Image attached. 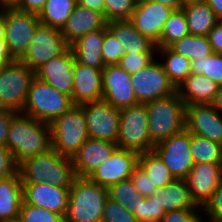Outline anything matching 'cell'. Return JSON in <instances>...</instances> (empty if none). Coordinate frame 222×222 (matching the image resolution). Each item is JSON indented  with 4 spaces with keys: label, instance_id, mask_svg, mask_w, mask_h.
Here are the masks:
<instances>
[{
    "label": "cell",
    "instance_id": "obj_49",
    "mask_svg": "<svg viewBox=\"0 0 222 222\" xmlns=\"http://www.w3.org/2000/svg\"><path fill=\"white\" fill-rule=\"evenodd\" d=\"M207 37L213 53L222 55V21L217 22Z\"/></svg>",
    "mask_w": 222,
    "mask_h": 222
},
{
    "label": "cell",
    "instance_id": "obj_43",
    "mask_svg": "<svg viewBox=\"0 0 222 222\" xmlns=\"http://www.w3.org/2000/svg\"><path fill=\"white\" fill-rule=\"evenodd\" d=\"M102 222H138L126 208L108 198L102 213Z\"/></svg>",
    "mask_w": 222,
    "mask_h": 222
},
{
    "label": "cell",
    "instance_id": "obj_20",
    "mask_svg": "<svg viewBox=\"0 0 222 222\" xmlns=\"http://www.w3.org/2000/svg\"><path fill=\"white\" fill-rule=\"evenodd\" d=\"M75 56L71 48L35 70V77L72 97Z\"/></svg>",
    "mask_w": 222,
    "mask_h": 222
},
{
    "label": "cell",
    "instance_id": "obj_16",
    "mask_svg": "<svg viewBox=\"0 0 222 222\" xmlns=\"http://www.w3.org/2000/svg\"><path fill=\"white\" fill-rule=\"evenodd\" d=\"M185 129L222 145V114L213 104L187 105Z\"/></svg>",
    "mask_w": 222,
    "mask_h": 222
},
{
    "label": "cell",
    "instance_id": "obj_26",
    "mask_svg": "<svg viewBox=\"0 0 222 222\" xmlns=\"http://www.w3.org/2000/svg\"><path fill=\"white\" fill-rule=\"evenodd\" d=\"M107 28L124 48V54L156 52V44L142 35L129 20L111 21Z\"/></svg>",
    "mask_w": 222,
    "mask_h": 222
},
{
    "label": "cell",
    "instance_id": "obj_31",
    "mask_svg": "<svg viewBox=\"0 0 222 222\" xmlns=\"http://www.w3.org/2000/svg\"><path fill=\"white\" fill-rule=\"evenodd\" d=\"M76 4V0H47L38 14L40 23L61 30Z\"/></svg>",
    "mask_w": 222,
    "mask_h": 222
},
{
    "label": "cell",
    "instance_id": "obj_7",
    "mask_svg": "<svg viewBox=\"0 0 222 222\" xmlns=\"http://www.w3.org/2000/svg\"><path fill=\"white\" fill-rule=\"evenodd\" d=\"M146 103H138L120 110V127L117 147L132 150L138 154L151 151V142L147 128Z\"/></svg>",
    "mask_w": 222,
    "mask_h": 222
},
{
    "label": "cell",
    "instance_id": "obj_59",
    "mask_svg": "<svg viewBox=\"0 0 222 222\" xmlns=\"http://www.w3.org/2000/svg\"><path fill=\"white\" fill-rule=\"evenodd\" d=\"M136 4L144 3V2H149L151 0H135Z\"/></svg>",
    "mask_w": 222,
    "mask_h": 222
},
{
    "label": "cell",
    "instance_id": "obj_2",
    "mask_svg": "<svg viewBox=\"0 0 222 222\" xmlns=\"http://www.w3.org/2000/svg\"><path fill=\"white\" fill-rule=\"evenodd\" d=\"M17 171L22 183L47 182L57 187H71L76 178L72 160L53 148L25 159Z\"/></svg>",
    "mask_w": 222,
    "mask_h": 222
},
{
    "label": "cell",
    "instance_id": "obj_28",
    "mask_svg": "<svg viewBox=\"0 0 222 222\" xmlns=\"http://www.w3.org/2000/svg\"><path fill=\"white\" fill-rule=\"evenodd\" d=\"M181 9L192 35L207 36L219 21L204 0L185 2Z\"/></svg>",
    "mask_w": 222,
    "mask_h": 222
},
{
    "label": "cell",
    "instance_id": "obj_48",
    "mask_svg": "<svg viewBox=\"0 0 222 222\" xmlns=\"http://www.w3.org/2000/svg\"><path fill=\"white\" fill-rule=\"evenodd\" d=\"M17 113L10 109L0 108V144L3 146H6L10 124Z\"/></svg>",
    "mask_w": 222,
    "mask_h": 222
},
{
    "label": "cell",
    "instance_id": "obj_4",
    "mask_svg": "<svg viewBox=\"0 0 222 222\" xmlns=\"http://www.w3.org/2000/svg\"><path fill=\"white\" fill-rule=\"evenodd\" d=\"M147 128L151 142L155 145L185 129V110L178 93L146 103Z\"/></svg>",
    "mask_w": 222,
    "mask_h": 222
},
{
    "label": "cell",
    "instance_id": "obj_3",
    "mask_svg": "<svg viewBox=\"0 0 222 222\" xmlns=\"http://www.w3.org/2000/svg\"><path fill=\"white\" fill-rule=\"evenodd\" d=\"M107 188L88 178L76 177L70 187L64 222H102Z\"/></svg>",
    "mask_w": 222,
    "mask_h": 222
},
{
    "label": "cell",
    "instance_id": "obj_9",
    "mask_svg": "<svg viewBox=\"0 0 222 222\" xmlns=\"http://www.w3.org/2000/svg\"><path fill=\"white\" fill-rule=\"evenodd\" d=\"M35 71L14 60L0 71V108L21 112Z\"/></svg>",
    "mask_w": 222,
    "mask_h": 222
},
{
    "label": "cell",
    "instance_id": "obj_55",
    "mask_svg": "<svg viewBox=\"0 0 222 222\" xmlns=\"http://www.w3.org/2000/svg\"><path fill=\"white\" fill-rule=\"evenodd\" d=\"M212 104L220 113L222 112V85L219 87L215 100Z\"/></svg>",
    "mask_w": 222,
    "mask_h": 222
},
{
    "label": "cell",
    "instance_id": "obj_29",
    "mask_svg": "<svg viewBox=\"0 0 222 222\" xmlns=\"http://www.w3.org/2000/svg\"><path fill=\"white\" fill-rule=\"evenodd\" d=\"M157 198L165 212L179 209H202L193 202L184 179H175L158 189Z\"/></svg>",
    "mask_w": 222,
    "mask_h": 222
},
{
    "label": "cell",
    "instance_id": "obj_33",
    "mask_svg": "<svg viewBox=\"0 0 222 222\" xmlns=\"http://www.w3.org/2000/svg\"><path fill=\"white\" fill-rule=\"evenodd\" d=\"M169 48L190 61L213 54L207 36L188 34L180 40L175 41Z\"/></svg>",
    "mask_w": 222,
    "mask_h": 222
},
{
    "label": "cell",
    "instance_id": "obj_54",
    "mask_svg": "<svg viewBox=\"0 0 222 222\" xmlns=\"http://www.w3.org/2000/svg\"><path fill=\"white\" fill-rule=\"evenodd\" d=\"M159 3H162L163 5H166L173 10L181 9L182 6L185 4V0H154Z\"/></svg>",
    "mask_w": 222,
    "mask_h": 222
},
{
    "label": "cell",
    "instance_id": "obj_37",
    "mask_svg": "<svg viewBox=\"0 0 222 222\" xmlns=\"http://www.w3.org/2000/svg\"><path fill=\"white\" fill-rule=\"evenodd\" d=\"M191 73L202 74L222 85V55L213 53L210 56L198 58L191 61Z\"/></svg>",
    "mask_w": 222,
    "mask_h": 222
},
{
    "label": "cell",
    "instance_id": "obj_25",
    "mask_svg": "<svg viewBox=\"0 0 222 222\" xmlns=\"http://www.w3.org/2000/svg\"><path fill=\"white\" fill-rule=\"evenodd\" d=\"M104 41V28L84 34L70 45L79 64H84L97 69L105 67L102 58Z\"/></svg>",
    "mask_w": 222,
    "mask_h": 222
},
{
    "label": "cell",
    "instance_id": "obj_53",
    "mask_svg": "<svg viewBox=\"0 0 222 222\" xmlns=\"http://www.w3.org/2000/svg\"><path fill=\"white\" fill-rule=\"evenodd\" d=\"M214 11L216 18L222 21V0H204Z\"/></svg>",
    "mask_w": 222,
    "mask_h": 222
},
{
    "label": "cell",
    "instance_id": "obj_58",
    "mask_svg": "<svg viewBox=\"0 0 222 222\" xmlns=\"http://www.w3.org/2000/svg\"><path fill=\"white\" fill-rule=\"evenodd\" d=\"M3 222H24V221L22 220V218L20 216H18L16 218L9 219V220L3 221Z\"/></svg>",
    "mask_w": 222,
    "mask_h": 222
},
{
    "label": "cell",
    "instance_id": "obj_5",
    "mask_svg": "<svg viewBox=\"0 0 222 222\" xmlns=\"http://www.w3.org/2000/svg\"><path fill=\"white\" fill-rule=\"evenodd\" d=\"M73 105L71 96L34 77L20 113L50 124Z\"/></svg>",
    "mask_w": 222,
    "mask_h": 222
},
{
    "label": "cell",
    "instance_id": "obj_44",
    "mask_svg": "<svg viewBox=\"0 0 222 222\" xmlns=\"http://www.w3.org/2000/svg\"><path fill=\"white\" fill-rule=\"evenodd\" d=\"M130 180L142 197L147 198L158 191L156 185H153L150 180V176L139 165L133 169Z\"/></svg>",
    "mask_w": 222,
    "mask_h": 222
},
{
    "label": "cell",
    "instance_id": "obj_39",
    "mask_svg": "<svg viewBox=\"0 0 222 222\" xmlns=\"http://www.w3.org/2000/svg\"><path fill=\"white\" fill-rule=\"evenodd\" d=\"M136 5L135 0H105L104 19L107 23L129 20Z\"/></svg>",
    "mask_w": 222,
    "mask_h": 222
},
{
    "label": "cell",
    "instance_id": "obj_50",
    "mask_svg": "<svg viewBox=\"0 0 222 222\" xmlns=\"http://www.w3.org/2000/svg\"><path fill=\"white\" fill-rule=\"evenodd\" d=\"M47 0H20L16 9L24 12L39 14Z\"/></svg>",
    "mask_w": 222,
    "mask_h": 222
},
{
    "label": "cell",
    "instance_id": "obj_6",
    "mask_svg": "<svg viewBox=\"0 0 222 222\" xmlns=\"http://www.w3.org/2000/svg\"><path fill=\"white\" fill-rule=\"evenodd\" d=\"M50 128L52 148L70 158L89 138L86 116L81 105H73L51 122Z\"/></svg>",
    "mask_w": 222,
    "mask_h": 222
},
{
    "label": "cell",
    "instance_id": "obj_12",
    "mask_svg": "<svg viewBox=\"0 0 222 222\" xmlns=\"http://www.w3.org/2000/svg\"><path fill=\"white\" fill-rule=\"evenodd\" d=\"M131 82L138 103H147L176 93V88L156 58L143 69L131 74Z\"/></svg>",
    "mask_w": 222,
    "mask_h": 222
},
{
    "label": "cell",
    "instance_id": "obj_8",
    "mask_svg": "<svg viewBox=\"0 0 222 222\" xmlns=\"http://www.w3.org/2000/svg\"><path fill=\"white\" fill-rule=\"evenodd\" d=\"M0 13L5 23L4 41L8 51L14 60H19L40 24L38 14L20 11L15 7H2Z\"/></svg>",
    "mask_w": 222,
    "mask_h": 222
},
{
    "label": "cell",
    "instance_id": "obj_32",
    "mask_svg": "<svg viewBox=\"0 0 222 222\" xmlns=\"http://www.w3.org/2000/svg\"><path fill=\"white\" fill-rule=\"evenodd\" d=\"M138 165L150 176L153 185H156L158 189L175 180V177L154 150L140 153Z\"/></svg>",
    "mask_w": 222,
    "mask_h": 222
},
{
    "label": "cell",
    "instance_id": "obj_57",
    "mask_svg": "<svg viewBox=\"0 0 222 222\" xmlns=\"http://www.w3.org/2000/svg\"><path fill=\"white\" fill-rule=\"evenodd\" d=\"M5 39V23L4 20L1 18V13H0V40Z\"/></svg>",
    "mask_w": 222,
    "mask_h": 222
},
{
    "label": "cell",
    "instance_id": "obj_18",
    "mask_svg": "<svg viewBox=\"0 0 222 222\" xmlns=\"http://www.w3.org/2000/svg\"><path fill=\"white\" fill-rule=\"evenodd\" d=\"M184 180L195 205L203 208L221 184L220 163L195 164Z\"/></svg>",
    "mask_w": 222,
    "mask_h": 222
},
{
    "label": "cell",
    "instance_id": "obj_38",
    "mask_svg": "<svg viewBox=\"0 0 222 222\" xmlns=\"http://www.w3.org/2000/svg\"><path fill=\"white\" fill-rule=\"evenodd\" d=\"M165 211L158 203L157 193L137 200L135 217L138 222H161Z\"/></svg>",
    "mask_w": 222,
    "mask_h": 222
},
{
    "label": "cell",
    "instance_id": "obj_45",
    "mask_svg": "<svg viewBox=\"0 0 222 222\" xmlns=\"http://www.w3.org/2000/svg\"><path fill=\"white\" fill-rule=\"evenodd\" d=\"M203 216L207 217L209 222L222 221V183L212 194L211 199L202 208Z\"/></svg>",
    "mask_w": 222,
    "mask_h": 222
},
{
    "label": "cell",
    "instance_id": "obj_19",
    "mask_svg": "<svg viewBox=\"0 0 222 222\" xmlns=\"http://www.w3.org/2000/svg\"><path fill=\"white\" fill-rule=\"evenodd\" d=\"M23 201L65 216L70 187H57L47 182L22 183Z\"/></svg>",
    "mask_w": 222,
    "mask_h": 222
},
{
    "label": "cell",
    "instance_id": "obj_46",
    "mask_svg": "<svg viewBox=\"0 0 222 222\" xmlns=\"http://www.w3.org/2000/svg\"><path fill=\"white\" fill-rule=\"evenodd\" d=\"M202 209H179L165 212L161 222H207L203 220Z\"/></svg>",
    "mask_w": 222,
    "mask_h": 222
},
{
    "label": "cell",
    "instance_id": "obj_15",
    "mask_svg": "<svg viewBox=\"0 0 222 222\" xmlns=\"http://www.w3.org/2000/svg\"><path fill=\"white\" fill-rule=\"evenodd\" d=\"M102 99L121 110L138 104L131 82V74L118 64L106 65L102 70Z\"/></svg>",
    "mask_w": 222,
    "mask_h": 222
},
{
    "label": "cell",
    "instance_id": "obj_22",
    "mask_svg": "<svg viewBox=\"0 0 222 222\" xmlns=\"http://www.w3.org/2000/svg\"><path fill=\"white\" fill-rule=\"evenodd\" d=\"M102 70L79 64L75 61L73 69L72 102L82 105L87 102L98 101L103 95Z\"/></svg>",
    "mask_w": 222,
    "mask_h": 222
},
{
    "label": "cell",
    "instance_id": "obj_30",
    "mask_svg": "<svg viewBox=\"0 0 222 222\" xmlns=\"http://www.w3.org/2000/svg\"><path fill=\"white\" fill-rule=\"evenodd\" d=\"M156 53L164 57L159 62L168 75L170 82L177 89L191 74V61L172 51L169 47L157 48ZM166 57V58H165ZM165 60V61H164Z\"/></svg>",
    "mask_w": 222,
    "mask_h": 222
},
{
    "label": "cell",
    "instance_id": "obj_23",
    "mask_svg": "<svg viewBox=\"0 0 222 222\" xmlns=\"http://www.w3.org/2000/svg\"><path fill=\"white\" fill-rule=\"evenodd\" d=\"M106 25L107 22L102 13L76 4L71 16L61 29V33L66 42L71 45L84 34L103 29Z\"/></svg>",
    "mask_w": 222,
    "mask_h": 222
},
{
    "label": "cell",
    "instance_id": "obj_52",
    "mask_svg": "<svg viewBox=\"0 0 222 222\" xmlns=\"http://www.w3.org/2000/svg\"><path fill=\"white\" fill-rule=\"evenodd\" d=\"M77 4L85 6L93 11L100 12L104 16L105 0H76Z\"/></svg>",
    "mask_w": 222,
    "mask_h": 222
},
{
    "label": "cell",
    "instance_id": "obj_10",
    "mask_svg": "<svg viewBox=\"0 0 222 222\" xmlns=\"http://www.w3.org/2000/svg\"><path fill=\"white\" fill-rule=\"evenodd\" d=\"M69 48L70 45L64 39L60 29L40 23L19 61L35 71L44 63L64 54Z\"/></svg>",
    "mask_w": 222,
    "mask_h": 222
},
{
    "label": "cell",
    "instance_id": "obj_42",
    "mask_svg": "<svg viewBox=\"0 0 222 222\" xmlns=\"http://www.w3.org/2000/svg\"><path fill=\"white\" fill-rule=\"evenodd\" d=\"M156 54V52L124 54L118 65L129 74H133L150 64L156 58Z\"/></svg>",
    "mask_w": 222,
    "mask_h": 222
},
{
    "label": "cell",
    "instance_id": "obj_14",
    "mask_svg": "<svg viewBox=\"0 0 222 222\" xmlns=\"http://www.w3.org/2000/svg\"><path fill=\"white\" fill-rule=\"evenodd\" d=\"M138 155L135 151L117 147L87 178L107 189L115 183L128 180L138 165Z\"/></svg>",
    "mask_w": 222,
    "mask_h": 222
},
{
    "label": "cell",
    "instance_id": "obj_61",
    "mask_svg": "<svg viewBox=\"0 0 222 222\" xmlns=\"http://www.w3.org/2000/svg\"><path fill=\"white\" fill-rule=\"evenodd\" d=\"M190 1H199V0H185V2H190Z\"/></svg>",
    "mask_w": 222,
    "mask_h": 222
},
{
    "label": "cell",
    "instance_id": "obj_35",
    "mask_svg": "<svg viewBox=\"0 0 222 222\" xmlns=\"http://www.w3.org/2000/svg\"><path fill=\"white\" fill-rule=\"evenodd\" d=\"M190 151L195 164L222 162V145L208 138L191 134Z\"/></svg>",
    "mask_w": 222,
    "mask_h": 222
},
{
    "label": "cell",
    "instance_id": "obj_60",
    "mask_svg": "<svg viewBox=\"0 0 222 222\" xmlns=\"http://www.w3.org/2000/svg\"><path fill=\"white\" fill-rule=\"evenodd\" d=\"M220 177H221V183H222V162L220 163Z\"/></svg>",
    "mask_w": 222,
    "mask_h": 222
},
{
    "label": "cell",
    "instance_id": "obj_17",
    "mask_svg": "<svg viewBox=\"0 0 222 222\" xmlns=\"http://www.w3.org/2000/svg\"><path fill=\"white\" fill-rule=\"evenodd\" d=\"M173 11L172 8L151 0L137 4L129 21L142 35L157 44L164 24Z\"/></svg>",
    "mask_w": 222,
    "mask_h": 222
},
{
    "label": "cell",
    "instance_id": "obj_13",
    "mask_svg": "<svg viewBox=\"0 0 222 222\" xmlns=\"http://www.w3.org/2000/svg\"><path fill=\"white\" fill-rule=\"evenodd\" d=\"M86 116L89 138L117 142L120 110L101 99L81 105Z\"/></svg>",
    "mask_w": 222,
    "mask_h": 222
},
{
    "label": "cell",
    "instance_id": "obj_47",
    "mask_svg": "<svg viewBox=\"0 0 222 222\" xmlns=\"http://www.w3.org/2000/svg\"><path fill=\"white\" fill-rule=\"evenodd\" d=\"M18 165L14 162L11 152L0 144V179L7 178L17 172Z\"/></svg>",
    "mask_w": 222,
    "mask_h": 222
},
{
    "label": "cell",
    "instance_id": "obj_21",
    "mask_svg": "<svg viewBox=\"0 0 222 222\" xmlns=\"http://www.w3.org/2000/svg\"><path fill=\"white\" fill-rule=\"evenodd\" d=\"M116 148L117 143L88 138L71 156L76 177L87 178L111 156Z\"/></svg>",
    "mask_w": 222,
    "mask_h": 222
},
{
    "label": "cell",
    "instance_id": "obj_1",
    "mask_svg": "<svg viewBox=\"0 0 222 222\" xmlns=\"http://www.w3.org/2000/svg\"><path fill=\"white\" fill-rule=\"evenodd\" d=\"M6 147L18 165L52 148L50 124L18 112L11 121Z\"/></svg>",
    "mask_w": 222,
    "mask_h": 222
},
{
    "label": "cell",
    "instance_id": "obj_34",
    "mask_svg": "<svg viewBox=\"0 0 222 222\" xmlns=\"http://www.w3.org/2000/svg\"><path fill=\"white\" fill-rule=\"evenodd\" d=\"M190 34L187 20L182 9L174 10L164 24L157 48L169 47L175 41Z\"/></svg>",
    "mask_w": 222,
    "mask_h": 222
},
{
    "label": "cell",
    "instance_id": "obj_40",
    "mask_svg": "<svg viewBox=\"0 0 222 222\" xmlns=\"http://www.w3.org/2000/svg\"><path fill=\"white\" fill-rule=\"evenodd\" d=\"M19 216L24 222H64V217L47 209L26 204L21 205Z\"/></svg>",
    "mask_w": 222,
    "mask_h": 222
},
{
    "label": "cell",
    "instance_id": "obj_36",
    "mask_svg": "<svg viewBox=\"0 0 222 222\" xmlns=\"http://www.w3.org/2000/svg\"><path fill=\"white\" fill-rule=\"evenodd\" d=\"M108 198L118 202L126 208L130 213L135 215L137 200L141 198V194L135 188L130 179L120 181L110 186L108 189Z\"/></svg>",
    "mask_w": 222,
    "mask_h": 222
},
{
    "label": "cell",
    "instance_id": "obj_27",
    "mask_svg": "<svg viewBox=\"0 0 222 222\" xmlns=\"http://www.w3.org/2000/svg\"><path fill=\"white\" fill-rule=\"evenodd\" d=\"M23 202V185L18 171L0 179V222L19 216Z\"/></svg>",
    "mask_w": 222,
    "mask_h": 222
},
{
    "label": "cell",
    "instance_id": "obj_51",
    "mask_svg": "<svg viewBox=\"0 0 222 222\" xmlns=\"http://www.w3.org/2000/svg\"><path fill=\"white\" fill-rule=\"evenodd\" d=\"M13 61L14 59L8 51L7 44L4 40H0V71Z\"/></svg>",
    "mask_w": 222,
    "mask_h": 222
},
{
    "label": "cell",
    "instance_id": "obj_24",
    "mask_svg": "<svg viewBox=\"0 0 222 222\" xmlns=\"http://www.w3.org/2000/svg\"><path fill=\"white\" fill-rule=\"evenodd\" d=\"M219 85L202 74L191 73L176 89L183 103L212 104L219 90Z\"/></svg>",
    "mask_w": 222,
    "mask_h": 222
},
{
    "label": "cell",
    "instance_id": "obj_11",
    "mask_svg": "<svg viewBox=\"0 0 222 222\" xmlns=\"http://www.w3.org/2000/svg\"><path fill=\"white\" fill-rule=\"evenodd\" d=\"M191 133L186 129L154 145L159 155L175 179H185L195 165L190 151Z\"/></svg>",
    "mask_w": 222,
    "mask_h": 222
},
{
    "label": "cell",
    "instance_id": "obj_56",
    "mask_svg": "<svg viewBox=\"0 0 222 222\" xmlns=\"http://www.w3.org/2000/svg\"><path fill=\"white\" fill-rule=\"evenodd\" d=\"M20 0H0V8L2 7H15Z\"/></svg>",
    "mask_w": 222,
    "mask_h": 222
},
{
    "label": "cell",
    "instance_id": "obj_41",
    "mask_svg": "<svg viewBox=\"0 0 222 222\" xmlns=\"http://www.w3.org/2000/svg\"><path fill=\"white\" fill-rule=\"evenodd\" d=\"M123 55L124 48L106 25L104 27V41L102 47V58L104 65L118 64Z\"/></svg>",
    "mask_w": 222,
    "mask_h": 222
}]
</instances>
